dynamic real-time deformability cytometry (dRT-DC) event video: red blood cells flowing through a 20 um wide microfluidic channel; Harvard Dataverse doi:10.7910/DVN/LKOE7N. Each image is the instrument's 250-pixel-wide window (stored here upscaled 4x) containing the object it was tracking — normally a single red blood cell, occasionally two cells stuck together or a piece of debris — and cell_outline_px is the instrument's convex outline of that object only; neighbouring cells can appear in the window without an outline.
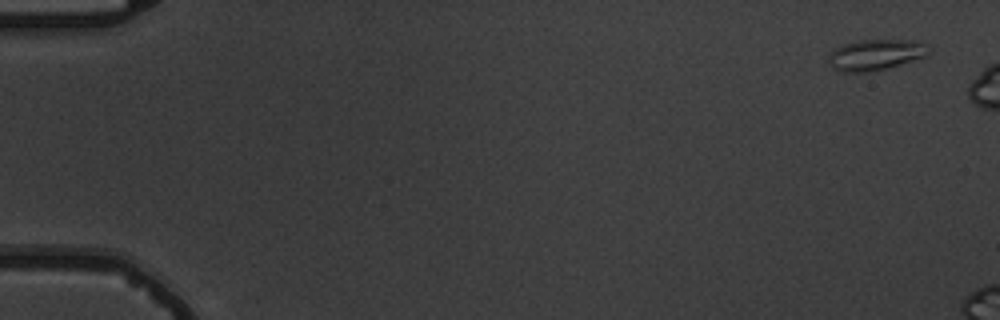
{"species": "common noctule bat (a hibernating species)", "species_latin": "Nyctalus noctula", "temperature_condition": "warm", "stored_images_in_passage": 3, "camera_frame_rate_fps": 3000, "um_per_image_px": 0.085, "animal": {"sex": "male", "body_mass_g": 19.5, "forearm_length_mm": 54.6}, "frame": {"image": 1, "passage_image": 1, "time_ms": 0.0, "image_size_px": [1000, 320], "cell_outline_px": [[928, 52], [924, 56], [884, 68], [868, 72], [844, 72], [832, 68], [828, 60], [828, 56], [836, 48], [844, 44], [860, 40], [916, 40], [924, 44]], "centroid_in_image_um": [74.35, 4.65], "position_along_channel_um": 10.6, "area_um2": 17.46}}